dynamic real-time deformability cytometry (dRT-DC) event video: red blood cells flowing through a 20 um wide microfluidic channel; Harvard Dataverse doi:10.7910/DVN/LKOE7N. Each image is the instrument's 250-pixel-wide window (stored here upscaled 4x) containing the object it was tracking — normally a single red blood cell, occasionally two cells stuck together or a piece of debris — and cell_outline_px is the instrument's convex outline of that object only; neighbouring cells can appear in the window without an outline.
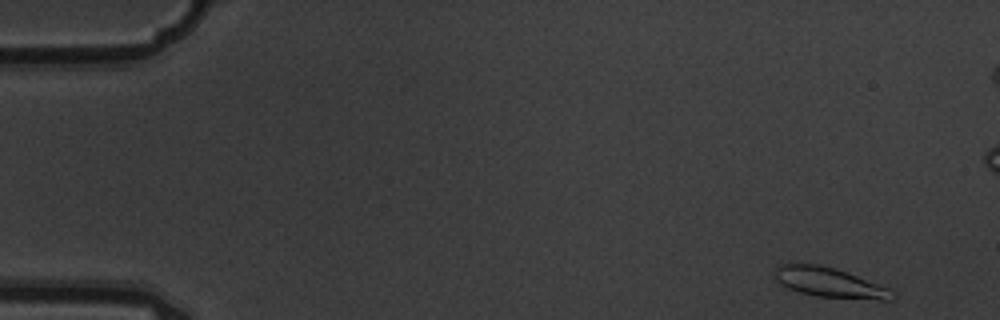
{"species": "common noctule bat (a hibernating species)", "species_latin": "Nyctalus noctula", "temperature_condition": "warm", "stored_images_in_passage": 7, "camera_frame_rate_fps": 3000, "um_per_image_px": 0.085, "animal": {"sex": "male", "body_mass_g": 19.5, "forearm_length_mm": 54.6}, "frame": {"image": 1, "passage_image": 1, "time_ms": 0.0, "image_size_px": [1000, 320], "cell_outline_px": [[892, 300], [880, 300], [816, 296], [800, 292], [788, 288], [780, 284], [776, 280], [772, 272], [780, 264], [816, 264], [832, 268], [856, 276], [888, 288]], "centroid_in_image_um": [70.39, 24.01], "position_along_channel_um": 14.6, "area_um2": 19.83}}
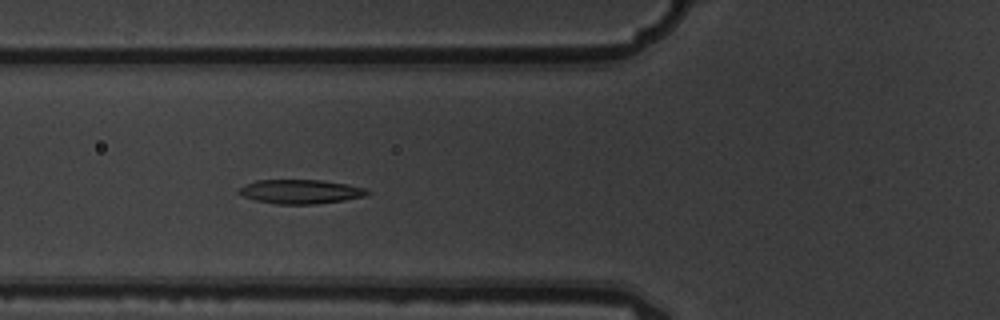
{"frame": {"image": 2, "passage_image": 6, "time_ms": 1.667, "image_size_px": [1000, 320], "cell_outline_px": [[372, 192], [364, 196], [344, 200], [316, 204], [276, 204], [256, 200], [244, 196], [236, 192], [244, 184], [256, 180], [320, 180], [348, 184], [364, 188]], "centroid_in_image_um": [25.54, 16.28], "position_along_channel_um": 100.3, "area_um2": 18.03}}